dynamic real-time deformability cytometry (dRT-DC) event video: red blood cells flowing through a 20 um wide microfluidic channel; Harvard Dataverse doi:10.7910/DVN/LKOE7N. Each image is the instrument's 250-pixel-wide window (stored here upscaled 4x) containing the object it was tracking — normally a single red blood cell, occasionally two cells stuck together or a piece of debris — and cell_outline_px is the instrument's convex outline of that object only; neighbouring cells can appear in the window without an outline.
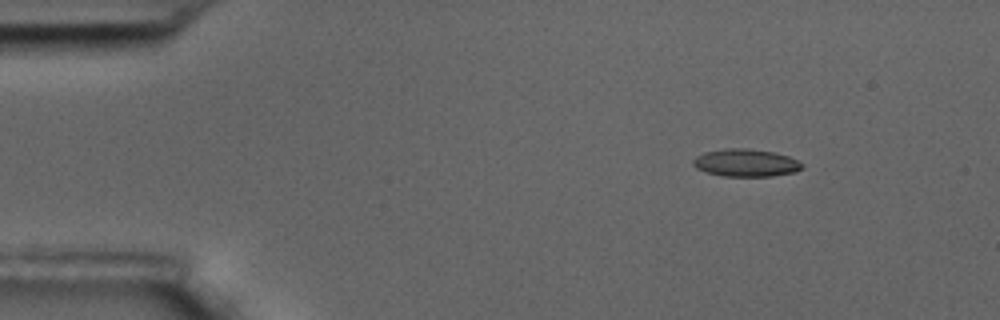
{"species": "common noctule bat (a hibernating species)", "species_latin": "Nyctalus noctula", "temperature_condition": "room temperature", "stored_images_in_passage": 57, "camera_frame_rate_fps": 3000, "um_per_image_px": 0.085, "animal": {"sex": "male", "body_mass_g": 17.5, "forearm_length_mm": 52.3}, "frame": {"image": 1, "passage_image": 7, "time_ms": 2.0, "image_size_px": [1000, 320], "cell_outline_px": [[804, 168], [796, 172], [772, 176], [724, 176], [708, 172], [696, 168], [692, 164], [692, 160], [696, 156], [704, 152], [724, 148], [748, 148], [772, 152], [788, 156], [804, 164]], "centroid_in_image_um": [63.4, 13.83], "position_along_channel_um": 21.6, "area_um2": 17.57}}
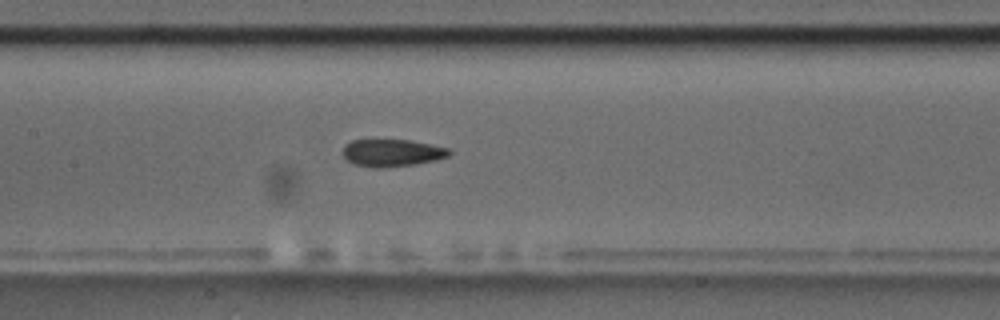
{"frame": {"image": 2, "passage_image": 27, "time_ms": 8.667, "image_size_px": [1000, 320], "cell_outline_px": [[452, 152], [448, 156], [436, 160], [416, 164], [384, 168], [372, 168], [352, 164], [344, 156], [344, 144], [352, 140], [408, 140], [448, 148]], "centroid_in_image_um": [33.3, 13.01], "position_along_channel_um": 174.1, "area_um2": 16.94}}
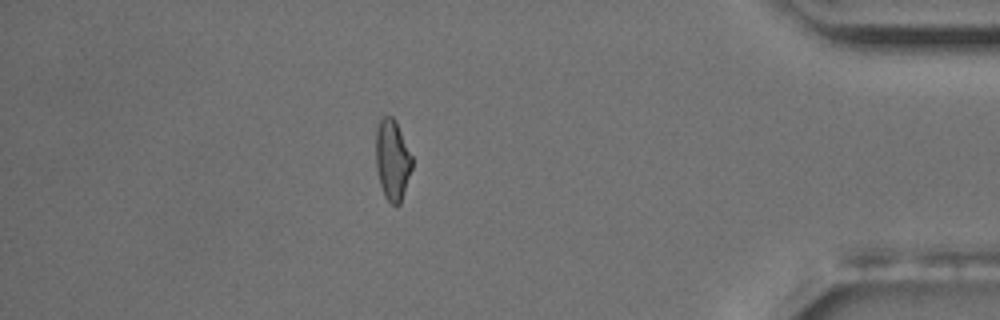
{"frame": {"image": 3, "passage_image": 50, "time_ms": 16.333, "image_size_px": [1000, 320], "cell_outline_px": [[412, 168], [400, 204], [392, 204], [384, 196], [380, 184], [376, 168], [376, 128], [380, 120], [384, 116], [392, 116], [396, 120], [412, 156]], "centroid_in_image_um": [33.35, 13.57], "position_along_channel_um": 401.9, "area_um2": 16.99}, "authors_computed_cell_mechanics": {"area_um2": 17.2822, "velocity_mm_per_s": 3.4958, "shape_relaxation_time_tau1_ms": 7.2257, "shape_relaxation_time_tau2_ms": 3.555, "deformation_change_tau1": 0.1754, "deformation_change_tau2": 0.104}}